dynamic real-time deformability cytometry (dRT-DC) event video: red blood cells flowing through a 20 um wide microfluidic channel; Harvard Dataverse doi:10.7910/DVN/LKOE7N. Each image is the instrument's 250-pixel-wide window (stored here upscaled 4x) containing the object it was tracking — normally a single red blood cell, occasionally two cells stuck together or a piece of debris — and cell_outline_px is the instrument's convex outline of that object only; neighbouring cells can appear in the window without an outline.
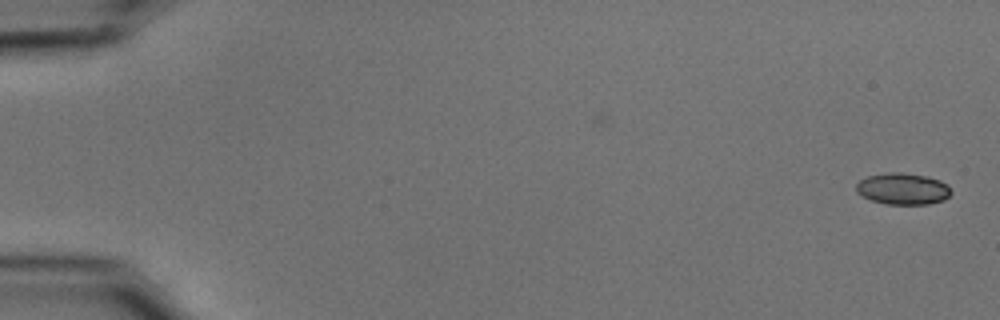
{"species": "common noctule bat (a hibernating species)", "species_latin": "Nyctalus noctula", "temperature_condition": "cold", "stored_images_in_passage": 55, "camera_frame_rate_fps": 3000, "um_per_image_px": 0.085, "animal": {"sex": "male", "body_mass_g": 15.6}, "frame": {"image": 1, "passage_image": 1, "time_ms": 0.0, "image_size_px": [1000, 320], "cell_outline_px": [[952, 192], [944, 200], [928, 204], [888, 204], [872, 200], [856, 192], [856, 184], [860, 180], [868, 176], [888, 172], [900, 172], [928, 176], [940, 180], [948, 184]], "centroid_in_image_um": [76.77, 16.04], "position_along_channel_um": 8.2, "area_um2": 17.46}}
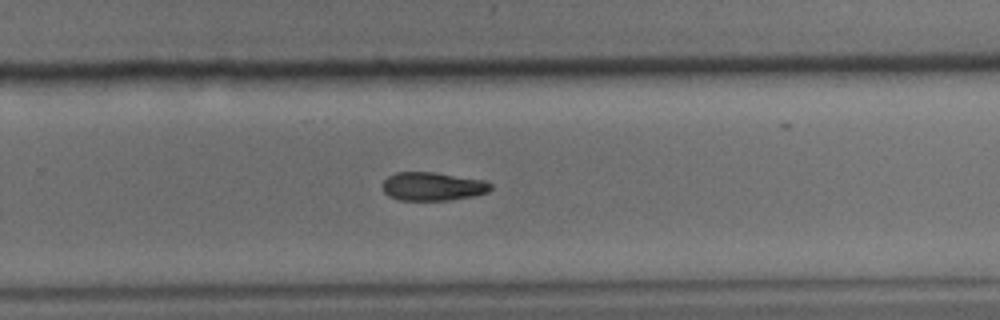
{"frame": {"image": 2, "passage_image": 36, "time_ms": 11.667, "image_size_px": [1000, 320], "cell_outline_px": [[492, 188], [488, 192], [476, 196], [448, 200], [400, 200], [388, 196], [384, 192], [384, 180], [388, 176], [396, 172], [436, 172], [484, 180], [492, 184]], "centroid_in_image_um": [36.81, 15.84], "position_along_channel_um": 293.0, "area_um2": 18.03}}
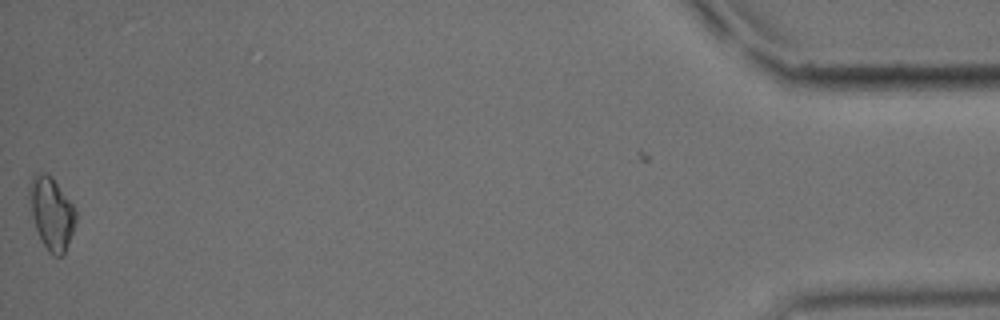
{"frame": {"image": 3, "passage_image": 54, "time_ms": 17.667, "image_size_px": [1000, 320], "cell_outline_px": [[76, 220], [64, 256], [52, 256], [48, 252], [36, 228], [32, 212], [28, 192], [32, 176], [36, 172], [48, 172], [52, 176], [76, 208]], "centroid_in_image_um": [4.4, 18.1], "position_along_channel_um": 430.8, "area_um2": 19.59}, "authors_computed_cell_mechanics": {"area_um2": 18.2648, "velocity_mm_per_s": 3.7461, "shape_relaxation_time_tau1_ms": 4.1503, "shape_relaxation_time_tau2_ms": null, "deformation_change_tau1": 0.1157, "deformation_change_tau2": null}}